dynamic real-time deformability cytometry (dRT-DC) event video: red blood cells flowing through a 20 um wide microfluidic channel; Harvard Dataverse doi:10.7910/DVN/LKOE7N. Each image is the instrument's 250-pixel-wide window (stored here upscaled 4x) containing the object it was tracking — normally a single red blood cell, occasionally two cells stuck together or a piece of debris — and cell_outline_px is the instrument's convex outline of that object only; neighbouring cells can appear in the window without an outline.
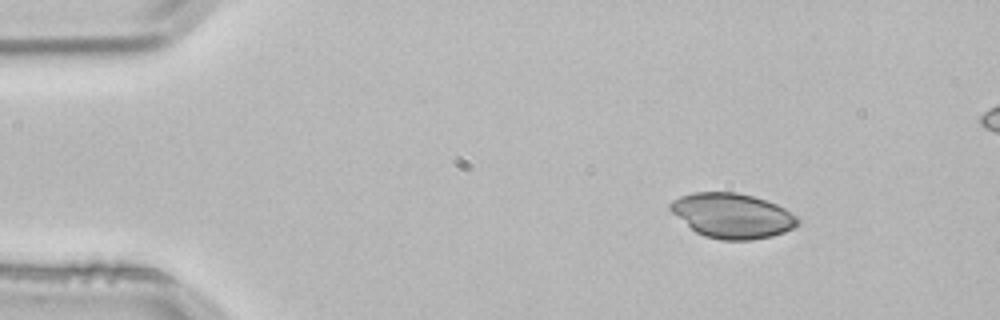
{"species": "common noctule bat (a hibernating species)", "species_latin": "Nyctalus noctula", "temperature_condition": "room temperature", "stored_images_in_passage": 2, "camera_frame_rate_fps": 3000, "um_per_image_px": 0.085, "animal": {"sex": "male", "body_mass_g": 21.5, "forearm_length_mm": 52.0}, "frame": {"image": 1, "passage_image": 1, "time_ms": 0.0, "image_size_px": [1000, 320], "cell_outline_px": [[800, 224], [784, 232], [772, 236], [752, 240], [720, 240], [704, 236], [696, 232], [672, 212], [668, 208], [668, 204], [672, 200], [680, 196], [692, 192], [736, 192], [752, 196], [776, 204], [784, 208], [796, 216], [800, 220]], "centroid_in_image_um": [62.23, 18.33], "position_along_channel_um": 22.8, "area_um2": 33.29}}